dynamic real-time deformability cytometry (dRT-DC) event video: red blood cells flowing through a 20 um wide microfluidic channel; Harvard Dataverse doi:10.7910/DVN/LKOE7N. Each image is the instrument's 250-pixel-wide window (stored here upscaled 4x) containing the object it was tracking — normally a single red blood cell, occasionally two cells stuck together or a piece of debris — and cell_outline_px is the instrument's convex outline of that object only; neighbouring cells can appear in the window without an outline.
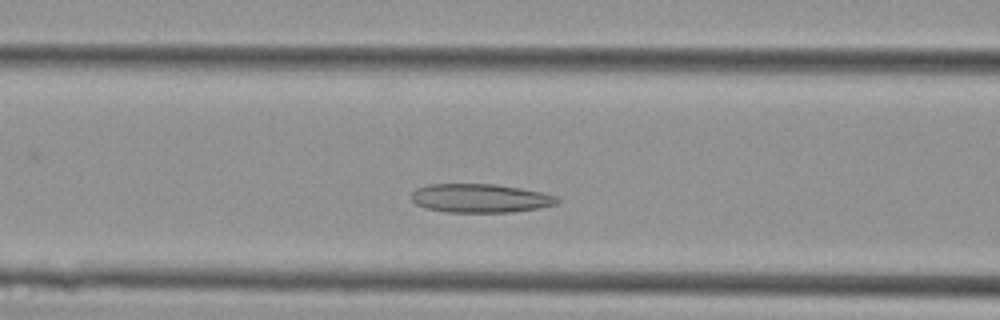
{"species": "Egyptian fruit bat (a non-hibernating species)", "species_latin": "Rousettus aegyptiacus", "temperature_condition": "cold", "stored_images_in_passage": 35, "camera_frame_rate_fps": 3000, "um_per_image_px": 0.085, "animal": {"sex": "female"}, "frame": {"image": 1, "passage_image": 9, "time_ms": 2.667, "image_size_px": [1000, 320], "cell_outline_px": [[560, 200], [556, 204], [540, 208], [512, 212], [448, 212], [424, 208], [416, 204], [412, 200], [412, 192], [416, 188], [428, 184], [496, 184], [520, 188], [540, 192], [556, 196]], "centroid_in_image_um": [40.8, 16.85], "position_along_channel_um": 125.8, "area_um2": 24.45}}
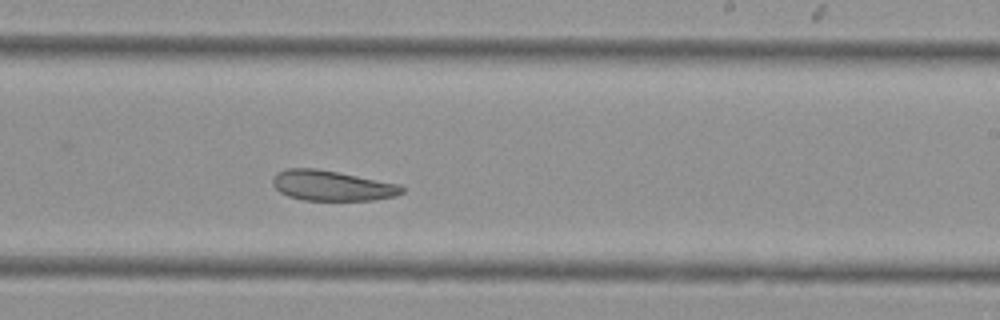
{"frame": {"image": 2, "passage_image": 18, "time_ms": 5.667, "image_size_px": [1000, 320], "cell_outline_px": [[404, 192], [396, 196], [372, 200], [304, 200], [288, 196], [280, 192], [272, 184], [272, 176], [276, 172], [288, 168], [316, 168], [400, 184], [404, 188]], "centroid_in_image_um": [28.2, 15.77], "position_along_channel_um": 260.8, "area_um2": 22.83}}
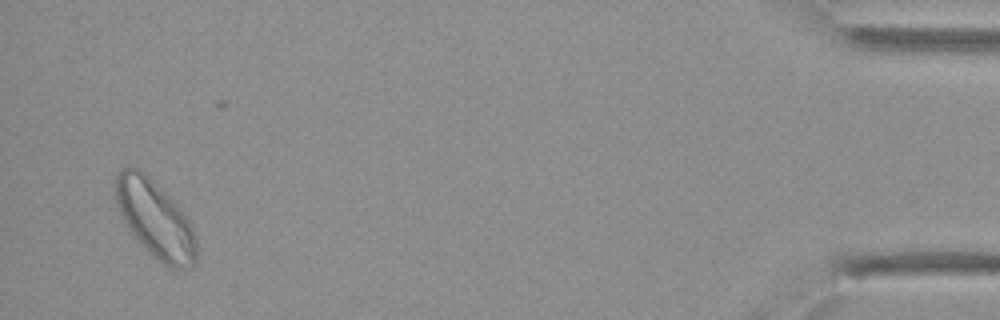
{"frame": {"image": 3, "passage_image": 34, "time_ms": 11.0, "image_size_px": [1000, 320], "cell_outline_px": [[196, 264], [192, 268], [168, 268], [152, 256], [144, 248], [124, 224], [120, 216], [116, 204], [112, 180], [116, 172], [124, 168], [140, 168], [184, 212], [192, 224], [196, 240]], "centroid_in_image_um": [13.15, 18.63], "position_along_channel_um": 422.1, "area_um2": 37.05}}